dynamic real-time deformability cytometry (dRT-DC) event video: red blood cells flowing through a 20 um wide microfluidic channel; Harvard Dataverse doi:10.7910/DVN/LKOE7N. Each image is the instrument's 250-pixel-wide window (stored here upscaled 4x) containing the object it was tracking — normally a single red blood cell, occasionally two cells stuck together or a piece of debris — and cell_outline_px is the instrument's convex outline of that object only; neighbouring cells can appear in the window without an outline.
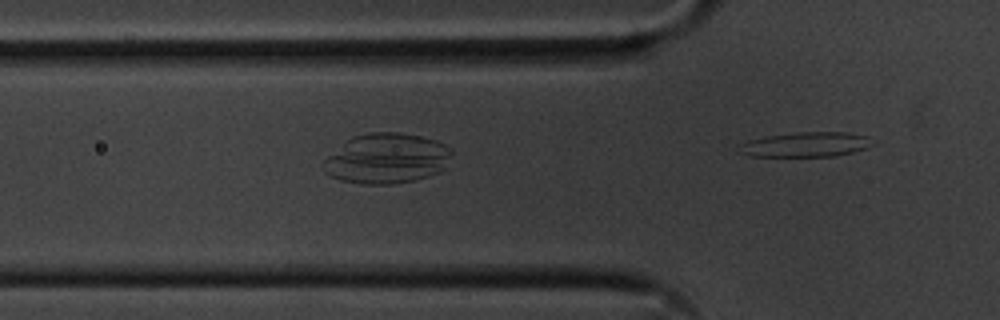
{"species": "common noctule bat (a hibernating species)", "species_latin": "Nyctalus noctula", "temperature_condition": "cold", "stored_images_in_passage": 8, "camera_frame_rate_fps": 3000, "um_per_image_px": 0.085, "animal": {"sex": "male", "body_mass_g": 20.1, "forearm_length_mm": 53.5}, "frame": {"image": 1, "passage_image": 8, "time_ms": 2.333, "image_size_px": [1000, 320], "cell_outline_px": [[872, 144], [864, 148], [852, 152], [836, 156], [752, 156], [736, 152], [736, 144], [748, 140], [768, 136], [796, 132], [844, 132], [868, 136]], "centroid_in_image_um": [68.38, 12.28], "position_along_channel_um": 57.4, "area_um2": 19.31}}